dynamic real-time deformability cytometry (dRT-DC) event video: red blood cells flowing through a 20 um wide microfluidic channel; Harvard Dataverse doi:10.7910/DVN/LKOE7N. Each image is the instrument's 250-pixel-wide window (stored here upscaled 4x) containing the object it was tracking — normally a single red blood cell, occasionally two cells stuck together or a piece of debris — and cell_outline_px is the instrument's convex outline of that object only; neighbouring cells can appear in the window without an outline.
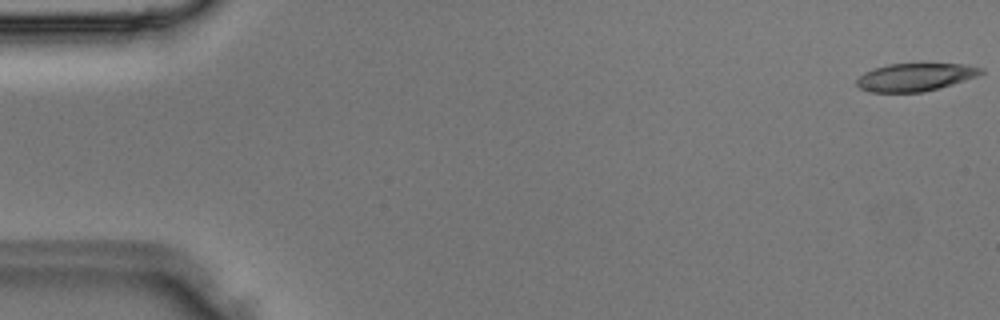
{"species": "Egyptian fruit bat (a non-hibernating species)", "species_latin": "Rousettus aegyptiacus", "temperature_condition": "room temperature", "stored_images_in_passage": 4, "camera_frame_rate_fps": 3000, "um_per_image_px": 0.085, "animal": {"sex": "male"}, "frame": {"image": 1, "passage_image": 1, "time_ms": 0.0, "image_size_px": [1000, 320], "cell_outline_px": [[984, 72], [976, 76], [952, 84], [924, 92], [868, 92], [860, 88], [856, 84], [856, 80], [864, 72], [872, 68], [888, 64], [920, 60], [924, 60], [964, 64], [984, 68]], "centroid_in_image_um": [77.8, 6.49], "position_along_channel_um": 7.2, "area_um2": 21.27}}